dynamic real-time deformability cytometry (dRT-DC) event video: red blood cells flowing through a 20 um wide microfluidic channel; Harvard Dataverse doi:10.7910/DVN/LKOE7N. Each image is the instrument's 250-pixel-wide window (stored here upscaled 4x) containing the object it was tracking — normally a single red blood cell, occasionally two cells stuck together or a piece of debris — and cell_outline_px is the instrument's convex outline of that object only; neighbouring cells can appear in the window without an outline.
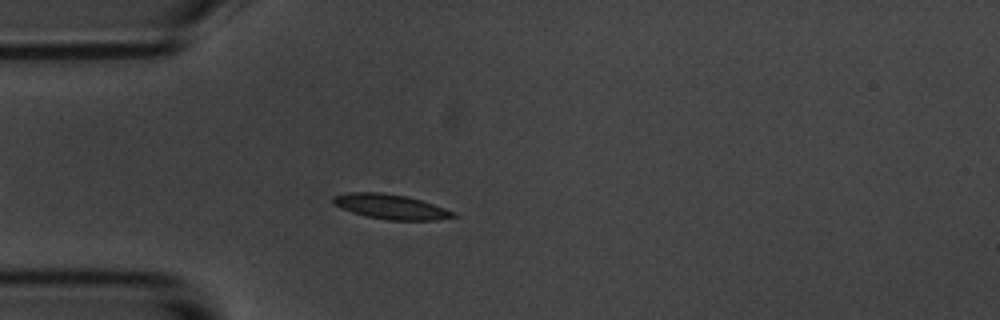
{"species": "common noctule bat (a hibernating species)", "species_latin": "Nyctalus noctula", "temperature_condition": "room temperature", "stored_images_in_passage": 49, "camera_frame_rate_fps": 3000, "um_per_image_px": 0.085, "animal": {"sex": "male", "body_mass_g": 20.1, "forearm_length_mm": 53.5}, "frame": {"image": 1, "passage_image": 8, "time_ms": 2.333, "image_size_px": [1000, 320], "cell_outline_px": [[460, 216], [436, 220], [388, 220], [364, 216], [352, 212], [332, 204], [332, 196], [348, 192], [380, 192], [408, 196], [456, 212]], "centroid_in_image_um": [33.2, 17.57], "position_along_channel_um": 51.8, "area_um2": 17.51}}
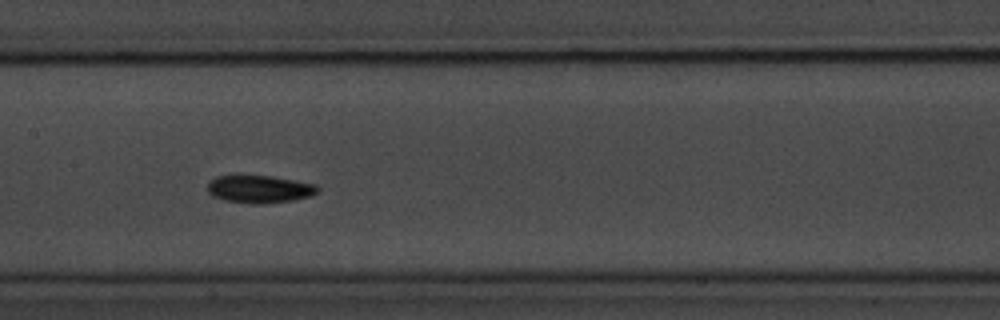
{"frame": {"image": 2, "passage_image": 20, "time_ms": 6.333, "image_size_px": [1000, 320], "cell_outline_px": [[320, 192], [312, 196], [292, 200], [264, 204], [252, 204], [224, 200], [212, 196], [208, 192], [208, 184], [216, 176], [272, 176], [296, 180], [316, 184], [320, 188]], "centroid_in_image_um": [22.11, 16.08], "position_along_channel_um": 185.3, "area_um2": 17.86}}
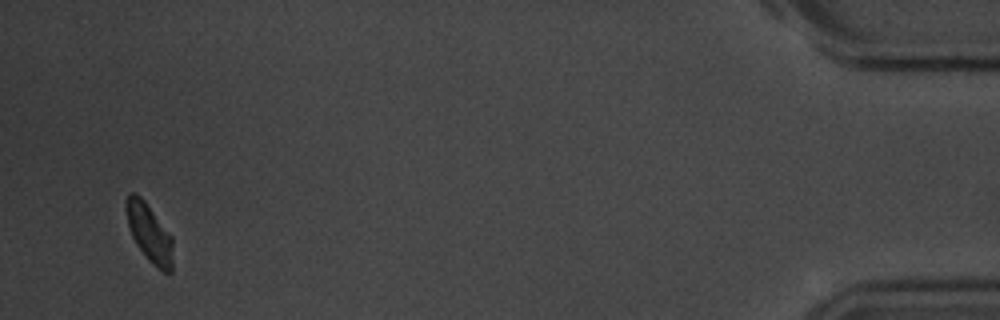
{"frame": {"image": 3, "passage_image": 47, "time_ms": 15.333, "image_size_px": [1000, 320], "cell_outline_px": [[172, 272], [164, 272], [152, 264], [148, 260], [136, 244], [132, 236], [128, 224], [128, 192], [132, 192], [140, 196], [144, 200], [172, 236]], "centroid_in_image_um": [12.73, 19.85], "position_along_channel_um": 422.5, "area_um2": 15.37}, "authors_computed_cell_mechanics": {"area_um2": 16.6464, "velocity_mm_per_s": 3.5415, "shape_relaxation_time_tau1_ms": 2.9037, "shape_relaxation_time_tau2_ms": null, "deformation_change_tau1": 0.0868, "deformation_change_tau2": null}}